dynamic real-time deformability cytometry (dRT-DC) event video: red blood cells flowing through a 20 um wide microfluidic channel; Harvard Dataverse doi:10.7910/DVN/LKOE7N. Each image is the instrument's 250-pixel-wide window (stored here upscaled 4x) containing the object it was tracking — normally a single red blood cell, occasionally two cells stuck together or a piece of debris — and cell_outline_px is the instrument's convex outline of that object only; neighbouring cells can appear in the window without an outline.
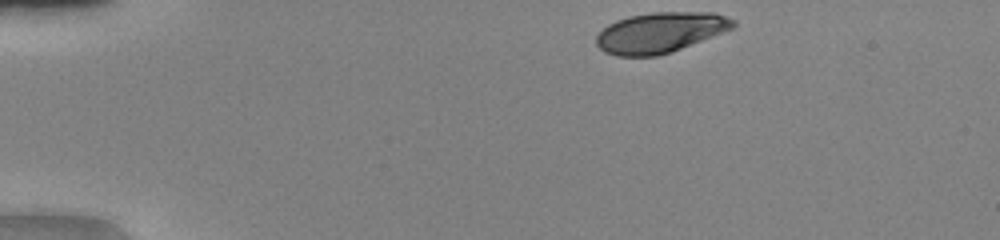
{"species": "human", "species_latin": "Homo sapiens", "temperature_condition": "warm", "stored_images_in_passage": 37, "camera_frame_rate_fps": 3000, "um_per_image_px": 0.085, "donor": {"sex": "female"}, "frame": {"image": 1, "passage_image": 1, "time_ms": 0.0, "image_size_px": [1000, 240], "cell_outline_px": [[736, 24], [732, 28], [680, 48], [656, 56], [616, 56], [604, 52], [596, 44], [596, 36], [608, 24], [616, 20], [632, 16], [652, 12], [712, 12], [724, 16], [732, 20]], "centroid_in_image_um": [56.06, 2.76], "position_along_channel_um": 28.9, "area_um2": 31.62}}
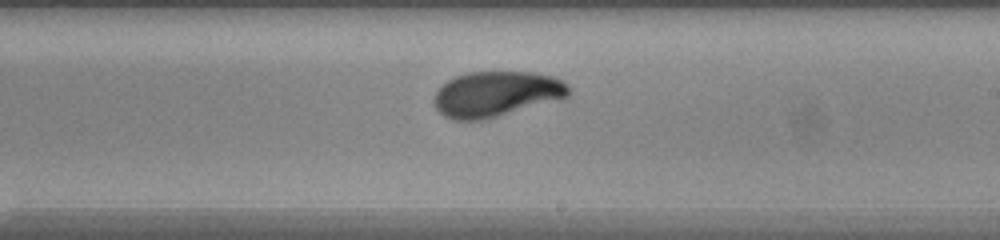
{"frame": {"image": 2, "passage_image": 23, "time_ms": 7.333, "image_size_px": [1000, 240], "cell_outline_px": [[572, 92], [568, 96], [560, 100], [488, 120], [452, 120], [444, 116], [432, 104], [432, 100], [436, 88], [448, 80], [456, 76], [468, 72], [532, 72], [552, 76], [564, 80], [572, 88]], "centroid_in_image_um": [42.2, 8.01], "position_along_channel_um": 246.8, "area_um2": 36.65}}
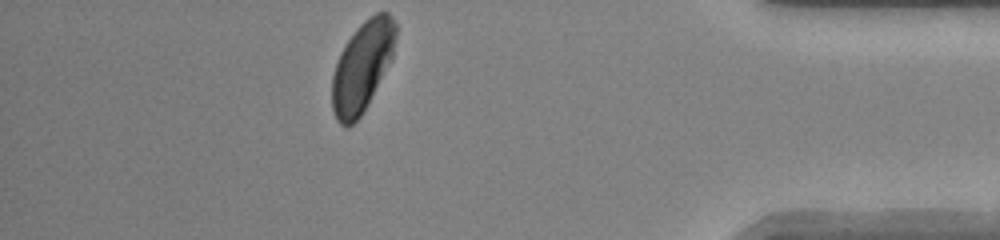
{"frame": {"image": 3, "passage_image": 37, "time_ms": 12.0, "image_size_px": [1000, 240], "cell_outline_px": [[396, 36], [392, 56], [360, 116], [352, 124], [344, 128], [336, 120], [332, 108], [332, 76], [340, 52], [356, 28], [368, 16], [376, 12], [388, 12], [396, 20]], "centroid_in_image_um": [30.77, 5.61], "position_along_channel_um": 404.4, "area_um2": 32.89}, "authors_computed_cell_mechanics": {"area_um2": 34.391, "velocity_mm_per_s": 4.1143, "shape_relaxation_time_tau1_ms": 2.4393, "shape_relaxation_time_tau2_ms": null, "deformation_change_tau1": 0.1442, "deformation_change_tau2": null}}